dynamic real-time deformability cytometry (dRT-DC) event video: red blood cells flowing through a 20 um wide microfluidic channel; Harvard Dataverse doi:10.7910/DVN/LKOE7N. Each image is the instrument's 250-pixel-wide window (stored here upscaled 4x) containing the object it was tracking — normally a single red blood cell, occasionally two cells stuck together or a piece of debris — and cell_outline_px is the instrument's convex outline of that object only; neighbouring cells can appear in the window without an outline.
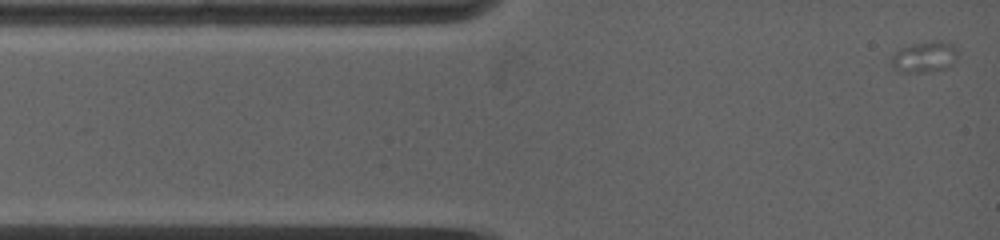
{"species": "common noctule bat (a hibernating species)", "species_latin": "Nyctalus noctula", "temperature_condition": "warm", "stored_images_in_passage": 13, "camera_frame_rate_fps": 5000, "um_per_image_px": 0.085, "animal": {"sex": "female", "body_mass_g": 19.0, "forearm_length_mm": 53.3}, "frame": {"image": 1, "passage_image": 1, "time_ms": 0.0, "image_size_px": [1000, 240], "cell_outline_px": [[960, 52], [948, 68], [932, 72], [896, 72], [892, 68], [892, 56], [900, 48], [912, 44], [932, 40], [948, 40]], "centroid_in_image_um": [78.61, 4.83], "position_along_channel_um": 6.4, "area_um2": 12.37}}